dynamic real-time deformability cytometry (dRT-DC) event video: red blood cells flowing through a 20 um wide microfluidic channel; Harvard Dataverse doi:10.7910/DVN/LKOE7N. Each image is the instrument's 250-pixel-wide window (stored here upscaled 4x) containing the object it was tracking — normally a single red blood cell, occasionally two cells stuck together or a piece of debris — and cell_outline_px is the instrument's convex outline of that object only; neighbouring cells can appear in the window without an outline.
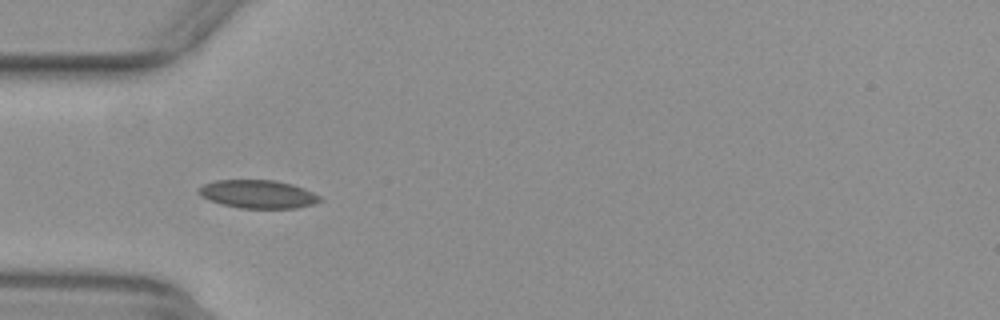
{"species": "common noctule bat (a hibernating species)", "species_latin": "Nyctalus noctula", "temperature_condition": "warm", "stored_images_in_passage": 46, "camera_frame_rate_fps": 3000, "um_per_image_px": 0.085, "animal": {"sex": "female", "body_mass_g": 29.2, "forearm_length_mm": 56.3}, "frame": {"image": 1, "passage_image": 10, "time_ms": 3.0, "image_size_px": [1000, 320], "cell_outline_px": [[324, 200], [312, 204], [296, 208], [240, 208], [220, 204], [208, 200], [200, 196], [196, 192], [196, 188], [204, 184], [216, 180], [276, 180], [292, 184], [304, 188], [320, 196]], "centroid_in_image_um": [21.88, 16.5], "position_along_channel_um": 63.1, "area_um2": 20.17}}
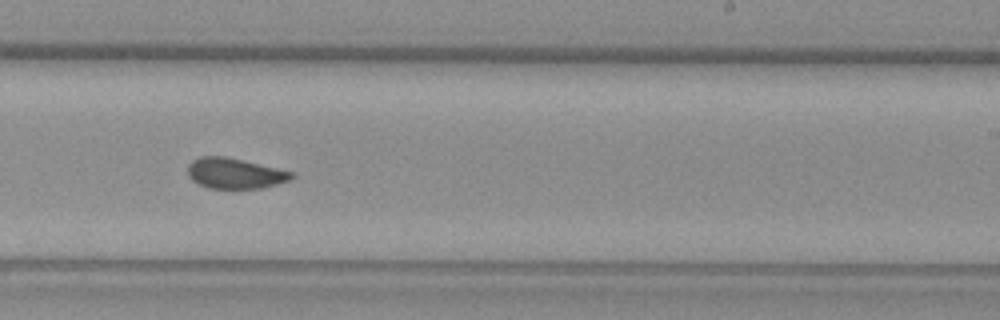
{"frame": {"image": 2, "passage_image": 26, "time_ms": 8.333, "image_size_px": [1000, 320], "cell_outline_px": [[296, 176], [292, 180], [260, 188], [208, 188], [192, 180], [188, 176], [188, 164], [192, 160], [200, 156], [224, 156], [292, 172]], "centroid_in_image_um": [19.94, 14.73], "position_along_channel_um": 269.1, "area_um2": 18.26}}
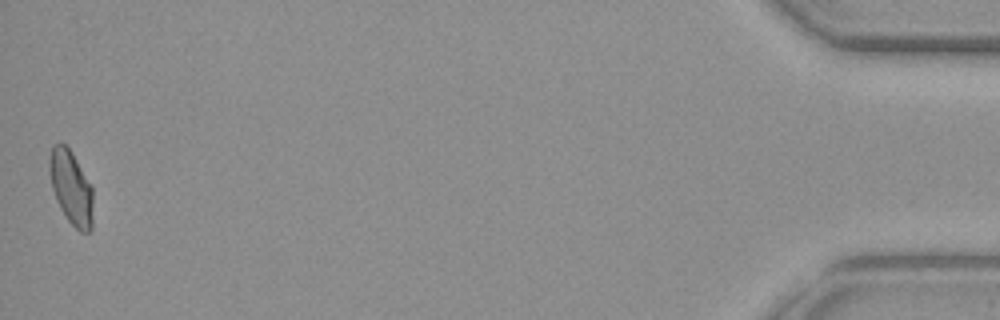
{"frame": {"image": 3, "passage_image": 46, "time_ms": 15.0, "image_size_px": [1000, 320], "cell_outline_px": [[92, 228], [88, 232], [80, 232], [68, 220], [60, 208], [56, 200], [52, 188], [48, 168], [48, 164], [52, 144], [64, 144], [68, 148], [92, 188]], "centroid_in_image_um": [6.01, 15.97], "position_along_channel_um": 429.2, "area_um2": 18.38}, "authors_computed_cell_mechanics": {"area_um2": 19.074, "velocity_mm_per_s": 3.8956, "shape_relaxation_time_tau1_ms": null, "shape_relaxation_time_tau2_ms": 1.6617, "deformation_change_tau1": null, "deformation_change_tau2": 0.055}}